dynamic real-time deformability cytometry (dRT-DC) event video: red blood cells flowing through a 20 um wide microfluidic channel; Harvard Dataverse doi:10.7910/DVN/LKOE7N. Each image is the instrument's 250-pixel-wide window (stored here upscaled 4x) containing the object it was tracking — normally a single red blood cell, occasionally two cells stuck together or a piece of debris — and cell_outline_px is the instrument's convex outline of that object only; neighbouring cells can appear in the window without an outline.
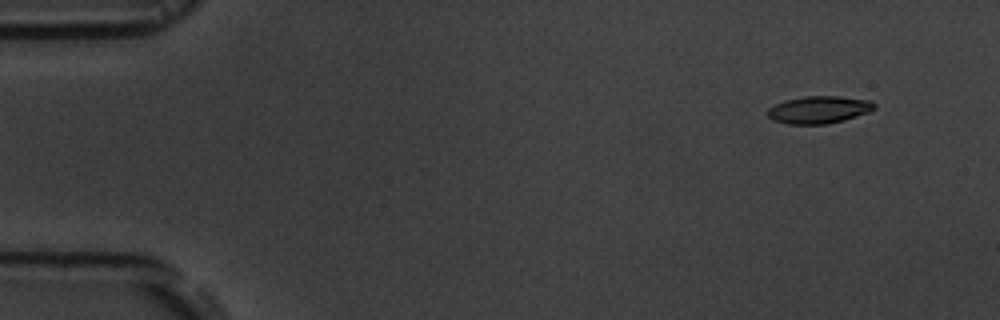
{"species": "common noctule bat (a hibernating species)", "species_latin": "Nyctalus noctula", "temperature_condition": "room temperature", "stored_images_in_passage": 7, "camera_frame_rate_fps": 3000, "um_per_image_px": 0.085, "animal": {"sex": "male", "body_mass_g": 19.5, "forearm_length_mm": 54.6}, "frame": {"image": 1, "passage_image": 7, "time_ms": 7.667, "image_size_px": [1000, 320], "cell_outline_px": [[876, 108], [868, 112], [844, 120], [824, 124], [788, 124], [772, 120], [764, 112], [768, 108], [784, 100], [804, 96], [836, 96], [872, 100], [876, 104]], "centroid_in_image_um": [69.58, 9.32], "position_along_channel_um": 15.4, "area_um2": 17.17}}